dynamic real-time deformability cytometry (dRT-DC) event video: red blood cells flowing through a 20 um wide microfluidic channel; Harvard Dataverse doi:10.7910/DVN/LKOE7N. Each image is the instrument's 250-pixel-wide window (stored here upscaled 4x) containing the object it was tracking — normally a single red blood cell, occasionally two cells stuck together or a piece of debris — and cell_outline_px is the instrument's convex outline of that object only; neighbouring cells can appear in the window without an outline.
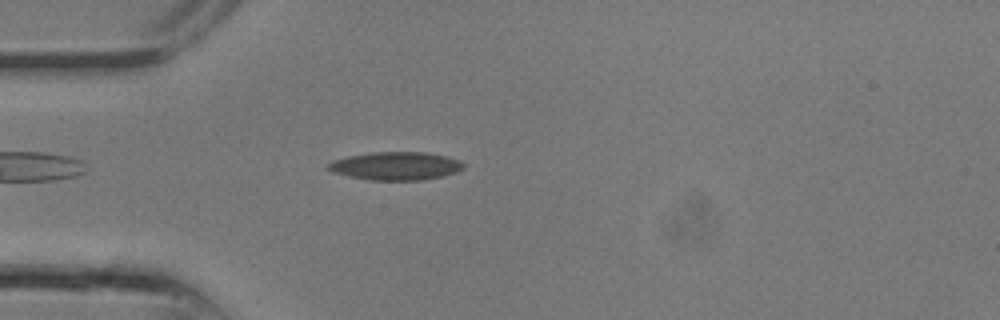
{"species": "common noctule bat (a hibernating species)", "species_latin": "Nyctalus noctula", "temperature_condition": "room temperature", "stored_images_in_passage": 3, "camera_frame_rate_fps": 3000, "um_per_image_px": 0.085, "animal": {"sex": "male", "body_mass_g": 13.3}, "frame": {"image": 1, "passage_image": 1, "time_ms": 0.0, "image_size_px": [1000, 320], "cell_outline_px": [[464, 168], [456, 172], [444, 176], [420, 180], [372, 180], [348, 176], [332, 172], [328, 168], [328, 164], [332, 160], [348, 156], [372, 152], [424, 152], [444, 156], [460, 160], [464, 164]], "centroid_in_image_um": [33.64, 14.1], "position_along_channel_um": 51.4, "area_um2": 22.14}}
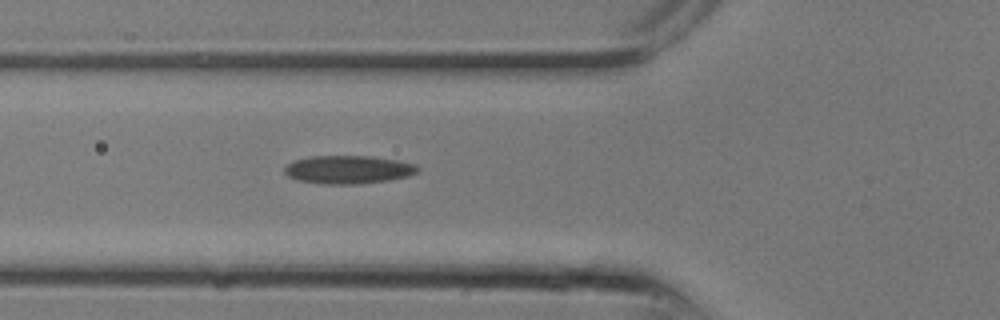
{"frame": {"image": 2, "passage_image": 3, "time_ms": 0.667, "image_size_px": [1000, 320], "cell_outline_px": [[420, 172], [408, 176], [388, 180], [360, 184], [320, 184], [300, 180], [288, 176], [284, 172], [284, 168], [288, 164], [296, 160], [312, 156], [372, 156], [396, 160], [416, 164], [420, 168]], "centroid_in_image_um": [29.65, 14.42], "position_along_channel_um": 96.2, "area_um2": 21.91}}